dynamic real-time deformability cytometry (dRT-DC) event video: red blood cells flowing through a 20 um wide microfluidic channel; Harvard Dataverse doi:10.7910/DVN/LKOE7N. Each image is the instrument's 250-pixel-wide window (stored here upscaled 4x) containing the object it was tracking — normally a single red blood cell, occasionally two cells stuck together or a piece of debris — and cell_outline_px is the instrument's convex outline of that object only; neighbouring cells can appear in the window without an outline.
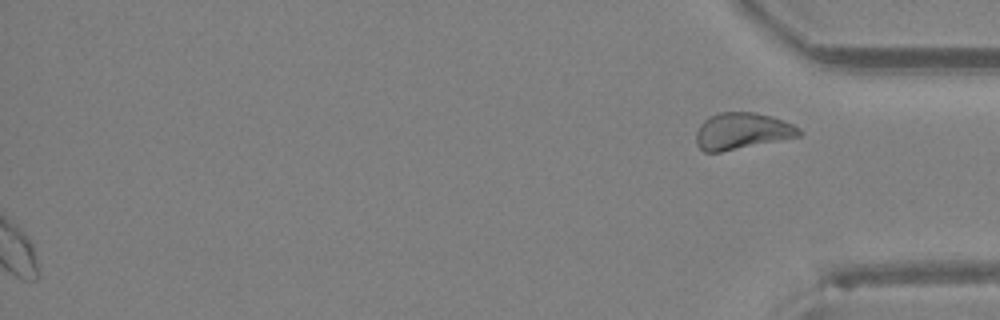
{"species": "Egyptian fruit bat (a non-hibernating species)", "species_latin": "Rousettus aegyptiacus", "temperature_condition": "room temperature", "stored_images_in_passage": 27, "segment_of_instrument_passage": [2, 2], "camera_frame_rate_fps": 3000, "um_per_image_px": 0.085, "animal": {"sex": "female"}, "frame": {"image": 1, "passage_image": 27, "time_ms": 8.667, "image_size_px": [1000, 320], "cell_outline_px": [[804, 132], [800, 136], [720, 152], [704, 152], [696, 144], [696, 132], [700, 124], [708, 116], [720, 112], [756, 112], [772, 116], [792, 124], [800, 128]], "centroid_in_image_um": [63.06, 11.13], "position_along_channel_um": 372.1, "area_um2": 22.02}}